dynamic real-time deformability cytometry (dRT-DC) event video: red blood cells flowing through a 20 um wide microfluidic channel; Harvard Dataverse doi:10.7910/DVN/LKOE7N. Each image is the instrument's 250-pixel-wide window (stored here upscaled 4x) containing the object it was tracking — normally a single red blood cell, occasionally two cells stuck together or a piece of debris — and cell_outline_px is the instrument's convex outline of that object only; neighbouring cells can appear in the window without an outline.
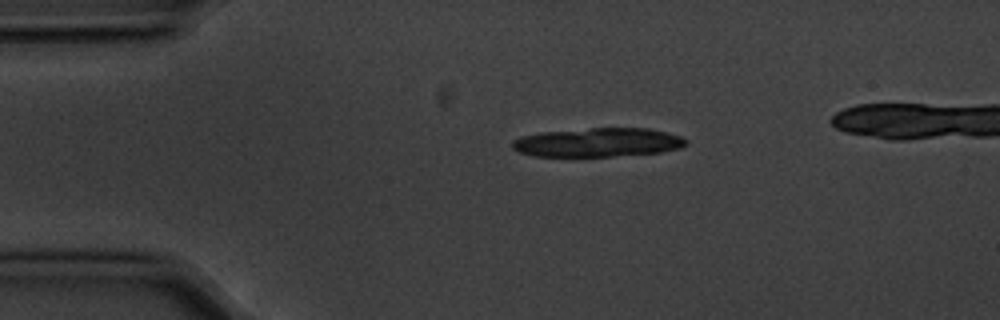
{"species": "common noctule bat (a hibernating species)", "species_latin": "Nyctalus noctula", "temperature_condition": "cold", "stored_images_in_passage": 5, "camera_frame_rate_fps": 3000, "um_per_image_px": 0.085, "animal": {"sex": "male", "body_mass_g": 20.1, "forearm_length_mm": 53.5}, "frame": {"image": 1, "passage_image": 1, "time_ms": 0.0, "image_size_px": [1000, 320], "cell_outline_px": [[688, 144], [680, 148], [660, 152], [612, 156], [532, 156], [520, 152], [512, 148], [512, 140], [524, 136], [540, 132], [592, 128], [648, 128], [680, 136], [688, 140]], "centroid_in_image_um": [50.83, 12.1], "position_along_channel_um": 34.2, "area_um2": 29.13}}